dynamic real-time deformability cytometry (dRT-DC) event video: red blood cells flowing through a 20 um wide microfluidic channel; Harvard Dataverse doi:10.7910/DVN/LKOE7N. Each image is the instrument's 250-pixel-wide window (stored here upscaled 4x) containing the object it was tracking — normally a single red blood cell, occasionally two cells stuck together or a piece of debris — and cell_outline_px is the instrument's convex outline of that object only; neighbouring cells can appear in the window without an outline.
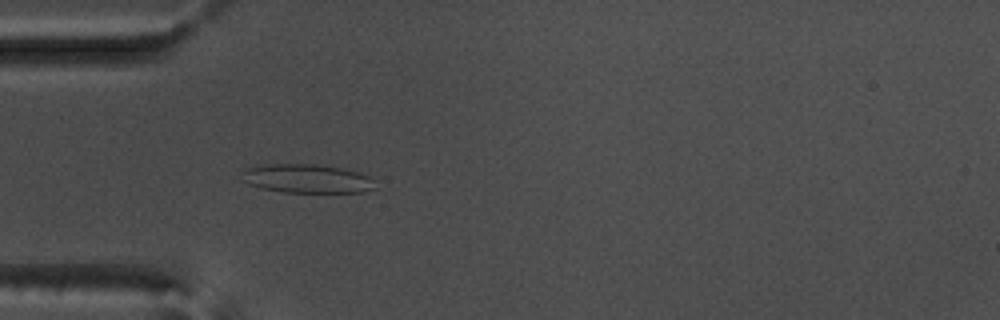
{"species": "common noctule bat (a hibernating species)", "species_latin": "Nyctalus noctula", "temperature_condition": "warm", "stored_images_in_passage": 42, "camera_frame_rate_fps": 3000, "um_per_image_px": 0.085, "animal": {"sex": "male", "body_mass_g": 17.5, "forearm_length_mm": 52.3}, "frame": {"image": 1, "passage_image": 4, "time_ms": 1.0, "image_size_px": [1000, 320], "cell_outline_px": [[376, 188], [360, 192], [284, 192], [260, 188], [248, 184], [240, 180], [244, 168], [264, 164], [316, 164], [340, 168], [356, 172], [368, 176], [372, 180]], "centroid_in_image_um": [26.0, 15.18], "position_along_channel_um": 59.0, "area_um2": 22.37}}
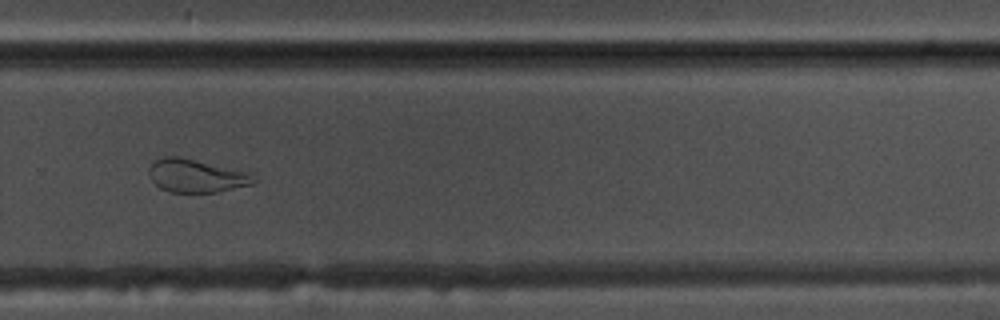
{"frame": {"image": 2, "passage_image": 25, "time_ms": 8.0, "image_size_px": [1000, 320], "cell_outline_px": [[260, 180], [252, 184], [216, 192], [168, 192], [160, 188], [152, 180], [148, 172], [148, 168], [156, 160], [164, 156], [180, 156], [252, 172]], "centroid_in_image_um": [16.74, 14.93], "position_along_channel_um": 313.1, "area_um2": 20.58}}
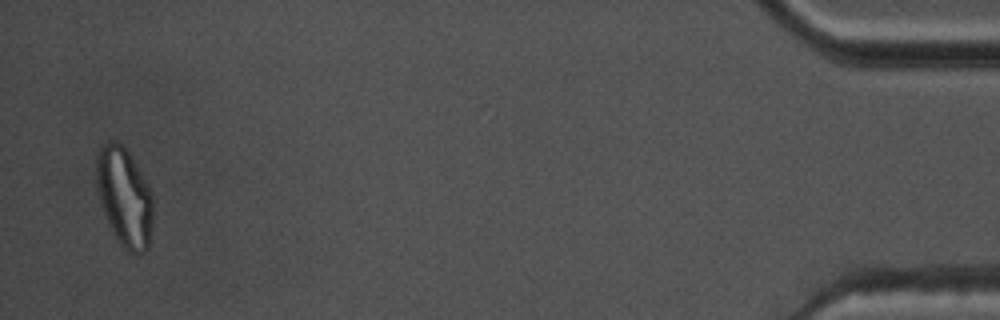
{"frame": {"image": 3, "passage_image": 41, "time_ms": 13.333, "image_size_px": [1000, 320], "cell_outline_px": [[152, 220], [148, 248], [140, 256], [128, 252], [120, 244], [104, 212], [96, 180], [96, 156], [100, 148], [108, 140], [116, 140], [128, 152], [148, 184], [152, 192]], "centroid_in_image_um": [10.59, 16.75], "position_along_channel_um": 424.6, "area_um2": 32.19}, "authors_computed_cell_mechanics": {"area_um2": 22.1952, "velocity_mm_per_s": 3.6937, "shape_relaxation_time_tau1_ms": null, "shape_relaxation_time_tau2_ms": 1.5057, "deformation_change_tau1": null, "deformation_change_tau2": 0.0924}}